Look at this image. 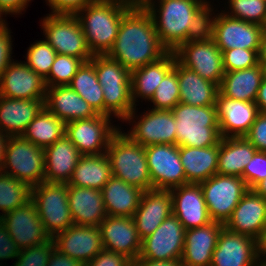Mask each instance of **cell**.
I'll use <instances>...</instances> for the list:
<instances>
[{
	"label": "cell",
	"mask_w": 266,
	"mask_h": 266,
	"mask_svg": "<svg viewBox=\"0 0 266 266\" xmlns=\"http://www.w3.org/2000/svg\"><path fill=\"white\" fill-rule=\"evenodd\" d=\"M200 186L211 220L223 224L249 190L243 178L217 173L200 182Z\"/></svg>",
	"instance_id": "8fae6325"
},
{
	"label": "cell",
	"mask_w": 266,
	"mask_h": 266,
	"mask_svg": "<svg viewBox=\"0 0 266 266\" xmlns=\"http://www.w3.org/2000/svg\"><path fill=\"white\" fill-rule=\"evenodd\" d=\"M173 214L187 229L212 222L200 183H187L170 190Z\"/></svg>",
	"instance_id": "7402d4cb"
},
{
	"label": "cell",
	"mask_w": 266,
	"mask_h": 266,
	"mask_svg": "<svg viewBox=\"0 0 266 266\" xmlns=\"http://www.w3.org/2000/svg\"><path fill=\"white\" fill-rule=\"evenodd\" d=\"M172 213L170 190L144 191L132 217L141 240L150 236Z\"/></svg>",
	"instance_id": "d4e9b609"
},
{
	"label": "cell",
	"mask_w": 266,
	"mask_h": 266,
	"mask_svg": "<svg viewBox=\"0 0 266 266\" xmlns=\"http://www.w3.org/2000/svg\"><path fill=\"white\" fill-rule=\"evenodd\" d=\"M68 86L90 104L98 114L104 115L103 89L99 84L95 66L90 61L81 65Z\"/></svg>",
	"instance_id": "f35d334b"
},
{
	"label": "cell",
	"mask_w": 266,
	"mask_h": 266,
	"mask_svg": "<svg viewBox=\"0 0 266 266\" xmlns=\"http://www.w3.org/2000/svg\"><path fill=\"white\" fill-rule=\"evenodd\" d=\"M12 30L9 25L0 31V77L6 70V68L15 60L12 56L13 52V40Z\"/></svg>",
	"instance_id": "816d5d0a"
},
{
	"label": "cell",
	"mask_w": 266,
	"mask_h": 266,
	"mask_svg": "<svg viewBox=\"0 0 266 266\" xmlns=\"http://www.w3.org/2000/svg\"><path fill=\"white\" fill-rule=\"evenodd\" d=\"M174 63L175 53L168 51L159 60L131 72V95L135 107L139 106V102L142 103L143 100L147 102L151 99L157 86L173 68Z\"/></svg>",
	"instance_id": "1f68e13d"
},
{
	"label": "cell",
	"mask_w": 266,
	"mask_h": 266,
	"mask_svg": "<svg viewBox=\"0 0 266 266\" xmlns=\"http://www.w3.org/2000/svg\"><path fill=\"white\" fill-rule=\"evenodd\" d=\"M262 79L260 64L249 69L225 72L219 93L230 99L255 102Z\"/></svg>",
	"instance_id": "d590c367"
},
{
	"label": "cell",
	"mask_w": 266,
	"mask_h": 266,
	"mask_svg": "<svg viewBox=\"0 0 266 266\" xmlns=\"http://www.w3.org/2000/svg\"><path fill=\"white\" fill-rule=\"evenodd\" d=\"M31 200L37 208L46 233L51 238L73 225L67 183L41 182L32 187Z\"/></svg>",
	"instance_id": "ba28073f"
},
{
	"label": "cell",
	"mask_w": 266,
	"mask_h": 266,
	"mask_svg": "<svg viewBox=\"0 0 266 266\" xmlns=\"http://www.w3.org/2000/svg\"><path fill=\"white\" fill-rule=\"evenodd\" d=\"M168 50L160 43L152 16L135 3L122 17L112 48L106 54L132 72L163 57Z\"/></svg>",
	"instance_id": "6da1fadb"
},
{
	"label": "cell",
	"mask_w": 266,
	"mask_h": 266,
	"mask_svg": "<svg viewBox=\"0 0 266 266\" xmlns=\"http://www.w3.org/2000/svg\"><path fill=\"white\" fill-rule=\"evenodd\" d=\"M219 143L214 146L179 147V156L188 183H200L217 173Z\"/></svg>",
	"instance_id": "836d02e7"
},
{
	"label": "cell",
	"mask_w": 266,
	"mask_h": 266,
	"mask_svg": "<svg viewBox=\"0 0 266 266\" xmlns=\"http://www.w3.org/2000/svg\"><path fill=\"white\" fill-rule=\"evenodd\" d=\"M120 129L113 135L106 150L112 175L143 191L152 190L145 147L134 142Z\"/></svg>",
	"instance_id": "8992f818"
},
{
	"label": "cell",
	"mask_w": 266,
	"mask_h": 266,
	"mask_svg": "<svg viewBox=\"0 0 266 266\" xmlns=\"http://www.w3.org/2000/svg\"><path fill=\"white\" fill-rule=\"evenodd\" d=\"M173 69L177 72L180 103L192 106L216 105L219 86L183 66L175 56Z\"/></svg>",
	"instance_id": "4dcf8cb0"
},
{
	"label": "cell",
	"mask_w": 266,
	"mask_h": 266,
	"mask_svg": "<svg viewBox=\"0 0 266 266\" xmlns=\"http://www.w3.org/2000/svg\"><path fill=\"white\" fill-rule=\"evenodd\" d=\"M258 51L235 48L222 51L223 69L225 72L243 70L258 65Z\"/></svg>",
	"instance_id": "bcb514c9"
},
{
	"label": "cell",
	"mask_w": 266,
	"mask_h": 266,
	"mask_svg": "<svg viewBox=\"0 0 266 266\" xmlns=\"http://www.w3.org/2000/svg\"><path fill=\"white\" fill-rule=\"evenodd\" d=\"M33 0H0V10L5 15H23Z\"/></svg>",
	"instance_id": "11a10c76"
},
{
	"label": "cell",
	"mask_w": 266,
	"mask_h": 266,
	"mask_svg": "<svg viewBox=\"0 0 266 266\" xmlns=\"http://www.w3.org/2000/svg\"><path fill=\"white\" fill-rule=\"evenodd\" d=\"M68 204L74 225L98 227L107 216L102 190L68 186Z\"/></svg>",
	"instance_id": "83f0119b"
},
{
	"label": "cell",
	"mask_w": 266,
	"mask_h": 266,
	"mask_svg": "<svg viewBox=\"0 0 266 266\" xmlns=\"http://www.w3.org/2000/svg\"><path fill=\"white\" fill-rule=\"evenodd\" d=\"M262 68L263 79L266 80V63H259Z\"/></svg>",
	"instance_id": "003e7915"
},
{
	"label": "cell",
	"mask_w": 266,
	"mask_h": 266,
	"mask_svg": "<svg viewBox=\"0 0 266 266\" xmlns=\"http://www.w3.org/2000/svg\"><path fill=\"white\" fill-rule=\"evenodd\" d=\"M44 106L65 124L98 115L94 108L68 85L47 87Z\"/></svg>",
	"instance_id": "f1b7e54d"
},
{
	"label": "cell",
	"mask_w": 266,
	"mask_h": 266,
	"mask_svg": "<svg viewBox=\"0 0 266 266\" xmlns=\"http://www.w3.org/2000/svg\"><path fill=\"white\" fill-rule=\"evenodd\" d=\"M132 266H183L180 259L176 260H149L137 259L132 262Z\"/></svg>",
	"instance_id": "6f0895ef"
},
{
	"label": "cell",
	"mask_w": 266,
	"mask_h": 266,
	"mask_svg": "<svg viewBox=\"0 0 266 266\" xmlns=\"http://www.w3.org/2000/svg\"><path fill=\"white\" fill-rule=\"evenodd\" d=\"M148 102L155 110H172L180 102L177 72L173 68L164 76Z\"/></svg>",
	"instance_id": "b9f144b4"
},
{
	"label": "cell",
	"mask_w": 266,
	"mask_h": 266,
	"mask_svg": "<svg viewBox=\"0 0 266 266\" xmlns=\"http://www.w3.org/2000/svg\"><path fill=\"white\" fill-rule=\"evenodd\" d=\"M84 61L68 55L57 54L49 75L45 78L47 87L69 85Z\"/></svg>",
	"instance_id": "ee69618b"
},
{
	"label": "cell",
	"mask_w": 266,
	"mask_h": 266,
	"mask_svg": "<svg viewBox=\"0 0 266 266\" xmlns=\"http://www.w3.org/2000/svg\"><path fill=\"white\" fill-rule=\"evenodd\" d=\"M20 252V247L13 241L6 227L0 221V266H3L4 260L16 259Z\"/></svg>",
	"instance_id": "db71d44e"
},
{
	"label": "cell",
	"mask_w": 266,
	"mask_h": 266,
	"mask_svg": "<svg viewBox=\"0 0 266 266\" xmlns=\"http://www.w3.org/2000/svg\"><path fill=\"white\" fill-rule=\"evenodd\" d=\"M171 111L177 126V146L204 148L220 142L216 105L192 106L179 102Z\"/></svg>",
	"instance_id": "5b68a950"
},
{
	"label": "cell",
	"mask_w": 266,
	"mask_h": 266,
	"mask_svg": "<svg viewBox=\"0 0 266 266\" xmlns=\"http://www.w3.org/2000/svg\"><path fill=\"white\" fill-rule=\"evenodd\" d=\"M81 156L66 134L44 148V182L68 183Z\"/></svg>",
	"instance_id": "4316f807"
},
{
	"label": "cell",
	"mask_w": 266,
	"mask_h": 266,
	"mask_svg": "<svg viewBox=\"0 0 266 266\" xmlns=\"http://www.w3.org/2000/svg\"><path fill=\"white\" fill-rule=\"evenodd\" d=\"M174 53L183 66L220 86L225 71L222 51L213 39L182 43Z\"/></svg>",
	"instance_id": "5bb4252c"
},
{
	"label": "cell",
	"mask_w": 266,
	"mask_h": 266,
	"mask_svg": "<svg viewBox=\"0 0 266 266\" xmlns=\"http://www.w3.org/2000/svg\"><path fill=\"white\" fill-rule=\"evenodd\" d=\"M259 254L260 258L266 260V230L264 232L262 239L259 242Z\"/></svg>",
	"instance_id": "be15d7a7"
},
{
	"label": "cell",
	"mask_w": 266,
	"mask_h": 266,
	"mask_svg": "<svg viewBox=\"0 0 266 266\" xmlns=\"http://www.w3.org/2000/svg\"><path fill=\"white\" fill-rule=\"evenodd\" d=\"M107 115L98 114L89 119L71 121L65 124V134L82 155L103 154L119 124Z\"/></svg>",
	"instance_id": "7c38bea8"
},
{
	"label": "cell",
	"mask_w": 266,
	"mask_h": 266,
	"mask_svg": "<svg viewBox=\"0 0 266 266\" xmlns=\"http://www.w3.org/2000/svg\"><path fill=\"white\" fill-rule=\"evenodd\" d=\"M248 189H252L258 182L266 178V152L257 151L245 166L242 174Z\"/></svg>",
	"instance_id": "c3c4849f"
},
{
	"label": "cell",
	"mask_w": 266,
	"mask_h": 266,
	"mask_svg": "<svg viewBox=\"0 0 266 266\" xmlns=\"http://www.w3.org/2000/svg\"><path fill=\"white\" fill-rule=\"evenodd\" d=\"M222 7L221 11L230 17L266 28V0H226Z\"/></svg>",
	"instance_id": "60d3db41"
},
{
	"label": "cell",
	"mask_w": 266,
	"mask_h": 266,
	"mask_svg": "<svg viewBox=\"0 0 266 266\" xmlns=\"http://www.w3.org/2000/svg\"><path fill=\"white\" fill-rule=\"evenodd\" d=\"M135 3V0H96L75 14L93 55L109 52L123 15Z\"/></svg>",
	"instance_id": "7a4b0ae2"
},
{
	"label": "cell",
	"mask_w": 266,
	"mask_h": 266,
	"mask_svg": "<svg viewBox=\"0 0 266 266\" xmlns=\"http://www.w3.org/2000/svg\"><path fill=\"white\" fill-rule=\"evenodd\" d=\"M64 134L65 123L44 106L21 136L40 148H46Z\"/></svg>",
	"instance_id": "74e56055"
},
{
	"label": "cell",
	"mask_w": 266,
	"mask_h": 266,
	"mask_svg": "<svg viewBox=\"0 0 266 266\" xmlns=\"http://www.w3.org/2000/svg\"><path fill=\"white\" fill-rule=\"evenodd\" d=\"M244 137L258 151L266 152V113L259 112L255 122Z\"/></svg>",
	"instance_id": "681fc988"
},
{
	"label": "cell",
	"mask_w": 266,
	"mask_h": 266,
	"mask_svg": "<svg viewBox=\"0 0 266 266\" xmlns=\"http://www.w3.org/2000/svg\"><path fill=\"white\" fill-rule=\"evenodd\" d=\"M54 247L53 238H50L45 243L23 249L11 266H47Z\"/></svg>",
	"instance_id": "7dc6e473"
},
{
	"label": "cell",
	"mask_w": 266,
	"mask_h": 266,
	"mask_svg": "<svg viewBox=\"0 0 266 266\" xmlns=\"http://www.w3.org/2000/svg\"><path fill=\"white\" fill-rule=\"evenodd\" d=\"M152 189L171 190L187 184L179 156V146L154 144L145 147Z\"/></svg>",
	"instance_id": "4fadbf2b"
},
{
	"label": "cell",
	"mask_w": 266,
	"mask_h": 266,
	"mask_svg": "<svg viewBox=\"0 0 266 266\" xmlns=\"http://www.w3.org/2000/svg\"><path fill=\"white\" fill-rule=\"evenodd\" d=\"M265 27L230 17L220 10L214 20L213 40L221 51L235 48L259 50Z\"/></svg>",
	"instance_id": "2e32d148"
},
{
	"label": "cell",
	"mask_w": 266,
	"mask_h": 266,
	"mask_svg": "<svg viewBox=\"0 0 266 266\" xmlns=\"http://www.w3.org/2000/svg\"><path fill=\"white\" fill-rule=\"evenodd\" d=\"M44 148L34 145L22 136L9 137L1 172L31 188L44 182Z\"/></svg>",
	"instance_id": "30bf717a"
},
{
	"label": "cell",
	"mask_w": 266,
	"mask_h": 266,
	"mask_svg": "<svg viewBox=\"0 0 266 266\" xmlns=\"http://www.w3.org/2000/svg\"><path fill=\"white\" fill-rule=\"evenodd\" d=\"M217 113L221 137H244L259 114L255 102L217 95Z\"/></svg>",
	"instance_id": "cb8c5ba5"
},
{
	"label": "cell",
	"mask_w": 266,
	"mask_h": 266,
	"mask_svg": "<svg viewBox=\"0 0 266 266\" xmlns=\"http://www.w3.org/2000/svg\"><path fill=\"white\" fill-rule=\"evenodd\" d=\"M259 242L223 227L210 266H256Z\"/></svg>",
	"instance_id": "ac0fdd59"
},
{
	"label": "cell",
	"mask_w": 266,
	"mask_h": 266,
	"mask_svg": "<svg viewBox=\"0 0 266 266\" xmlns=\"http://www.w3.org/2000/svg\"><path fill=\"white\" fill-rule=\"evenodd\" d=\"M0 221L21 250L45 243L51 238L46 233L32 200L5 213Z\"/></svg>",
	"instance_id": "e0dca14e"
},
{
	"label": "cell",
	"mask_w": 266,
	"mask_h": 266,
	"mask_svg": "<svg viewBox=\"0 0 266 266\" xmlns=\"http://www.w3.org/2000/svg\"><path fill=\"white\" fill-rule=\"evenodd\" d=\"M218 11L215 7H201L190 22L187 42L213 39L214 20Z\"/></svg>",
	"instance_id": "f6af8a7d"
},
{
	"label": "cell",
	"mask_w": 266,
	"mask_h": 266,
	"mask_svg": "<svg viewBox=\"0 0 266 266\" xmlns=\"http://www.w3.org/2000/svg\"><path fill=\"white\" fill-rule=\"evenodd\" d=\"M57 250L83 264L91 261L102 249L99 227L71 225L53 237Z\"/></svg>",
	"instance_id": "603a6c76"
},
{
	"label": "cell",
	"mask_w": 266,
	"mask_h": 266,
	"mask_svg": "<svg viewBox=\"0 0 266 266\" xmlns=\"http://www.w3.org/2000/svg\"><path fill=\"white\" fill-rule=\"evenodd\" d=\"M224 227L260 242L266 230V199L249 189Z\"/></svg>",
	"instance_id": "44dd1931"
},
{
	"label": "cell",
	"mask_w": 266,
	"mask_h": 266,
	"mask_svg": "<svg viewBox=\"0 0 266 266\" xmlns=\"http://www.w3.org/2000/svg\"><path fill=\"white\" fill-rule=\"evenodd\" d=\"M45 79L24 61L14 60L0 77V95L11 99H45Z\"/></svg>",
	"instance_id": "ffe728a7"
},
{
	"label": "cell",
	"mask_w": 266,
	"mask_h": 266,
	"mask_svg": "<svg viewBox=\"0 0 266 266\" xmlns=\"http://www.w3.org/2000/svg\"><path fill=\"white\" fill-rule=\"evenodd\" d=\"M31 187L0 172V217L31 200Z\"/></svg>",
	"instance_id": "ab89813d"
},
{
	"label": "cell",
	"mask_w": 266,
	"mask_h": 266,
	"mask_svg": "<svg viewBox=\"0 0 266 266\" xmlns=\"http://www.w3.org/2000/svg\"><path fill=\"white\" fill-rule=\"evenodd\" d=\"M4 17L6 18L7 15H5V14L0 10V31L9 25L8 22H7V19H5Z\"/></svg>",
	"instance_id": "03108f58"
},
{
	"label": "cell",
	"mask_w": 266,
	"mask_h": 266,
	"mask_svg": "<svg viewBox=\"0 0 266 266\" xmlns=\"http://www.w3.org/2000/svg\"><path fill=\"white\" fill-rule=\"evenodd\" d=\"M24 62L44 79L49 75L57 52L45 40H36L25 52Z\"/></svg>",
	"instance_id": "7bdbcfd3"
},
{
	"label": "cell",
	"mask_w": 266,
	"mask_h": 266,
	"mask_svg": "<svg viewBox=\"0 0 266 266\" xmlns=\"http://www.w3.org/2000/svg\"><path fill=\"white\" fill-rule=\"evenodd\" d=\"M135 107L122 121L128 124V131L123 130L134 142L147 147L154 144L176 145L175 117L171 110H155L146 108L137 114Z\"/></svg>",
	"instance_id": "9c48e42d"
},
{
	"label": "cell",
	"mask_w": 266,
	"mask_h": 266,
	"mask_svg": "<svg viewBox=\"0 0 266 266\" xmlns=\"http://www.w3.org/2000/svg\"><path fill=\"white\" fill-rule=\"evenodd\" d=\"M192 1L198 3L202 7H214V6L216 7L215 3H213L211 0H192Z\"/></svg>",
	"instance_id": "e7e4bbea"
},
{
	"label": "cell",
	"mask_w": 266,
	"mask_h": 266,
	"mask_svg": "<svg viewBox=\"0 0 266 266\" xmlns=\"http://www.w3.org/2000/svg\"><path fill=\"white\" fill-rule=\"evenodd\" d=\"M103 89L104 115L122 122L135 108L131 95V72L107 55L89 60Z\"/></svg>",
	"instance_id": "3957f363"
},
{
	"label": "cell",
	"mask_w": 266,
	"mask_h": 266,
	"mask_svg": "<svg viewBox=\"0 0 266 266\" xmlns=\"http://www.w3.org/2000/svg\"><path fill=\"white\" fill-rule=\"evenodd\" d=\"M256 266H266V260L259 258Z\"/></svg>",
	"instance_id": "a7ac6f4b"
},
{
	"label": "cell",
	"mask_w": 266,
	"mask_h": 266,
	"mask_svg": "<svg viewBox=\"0 0 266 266\" xmlns=\"http://www.w3.org/2000/svg\"><path fill=\"white\" fill-rule=\"evenodd\" d=\"M186 229L172 213L148 237L142 240L137 259L176 260L181 259Z\"/></svg>",
	"instance_id": "9a60e30c"
},
{
	"label": "cell",
	"mask_w": 266,
	"mask_h": 266,
	"mask_svg": "<svg viewBox=\"0 0 266 266\" xmlns=\"http://www.w3.org/2000/svg\"><path fill=\"white\" fill-rule=\"evenodd\" d=\"M252 190L266 199V178L258 182Z\"/></svg>",
	"instance_id": "6125c7cd"
},
{
	"label": "cell",
	"mask_w": 266,
	"mask_h": 266,
	"mask_svg": "<svg viewBox=\"0 0 266 266\" xmlns=\"http://www.w3.org/2000/svg\"><path fill=\"white\" fill-rule=\"evenodd\" d=\"M258 63H266V29L262 34L258 51Z\"/></svg>",
	"instance_id": "94428289"
},
{
	"label": "cell",
	"mask_w": 266,
	"mask_h": 266,
	"mask_svg": "<svg viewBox=\"0 0 266 266\" xmlns=\"http://www.w3.org/2000/svg\"><path fill=\"white\" fill-rule=\"evenodd\" d=\"M98 227L103 249L122 254L132 262L137 260L142 240L132 217L107 215Z\"/></svg>",
	"instance_id": "d6986e66"
},
{
	"label": "cell",
	"mask_w": 266,
	"mask_h": 266,
	"mask_svg": "<svg viewBox=\"0 0 266 266\" xmlns=\"http://www.w3.org/2000/svg\"><path fill=\"white\" fill-rule=\"evenodd\" d=\"M137 4L143 5L147 0H135Z\"/></svg>",
	"instance_id": "89a4df30"
},
{
	"label": "cell",
	"mask_w": 266,
	"mask_h": 266,
	"mask_svg": "<svg viewBox=\"0 0 266 266\" xmlns=\"http://www.w3.org/2000/svg\"><path fill=\"white\" fill-rule=\"evenodd\" d=\"M143 6L153 18L160 43L168 51L187 42L190 22L202 7L192 0H147Z\"/></svg>",
	"instance_id": "277c9868"
},
{
	"label": "cell",
	"mask_w": 266,
	"mask_h": 266,
	"mask_svg": "<svg viewBox=\"0 0 266 266\" xmlns=\"http://www.w3.org/2000/svg\"><path fill=\"white\" fill-rule=\"evenodd\" d=\"M143 192L140 188L112 176L102 188L106 215L133 217Z\"/></svg>",
	"instance_id": "d6a6232c"
},
{
	"label": "cell",
	"mask_w": 266,
	"mask_h": 266,
	"mask_svg": "<svg viewBox=\"0 0 266 266\" xmlns=\"http://www.w3.org/2000/svg\"><path fill=\"white\" fill-rule=\"evenodd\" d=\"M112 176L110 161L105 153L82 155L67 185L102 190Z\"/></svg>",
	"instance_id": "8d00e7d4"
},
{
	"label": "cell",
	"mask_w": 266,
	"mask_h": 266,
	"mask_svg": "<svg viewBox=\"0 0 266 266\" xmlns=\"http://www.w3.org/2000/svg\"><path fill=\"white\" fill-rule=\"evenodd\" d=\"M47 266H85V264L65 255L54 247Z\"/></svg>",
	"instance_id": "9f6ffc18"
},
{
	"label": "cell",
	"mask_w": 266,
	"mask_h": 266,
	"mask_svg": "<svg viewBox=\"0 0 266 266\" xmlns=\"http://www.w3.org/2000/svg\"><path fill=\"white\" fill-rule=\"evenodd\" d=\"M223 223L212 221L197 228L187 229L181 256L183 266H210Z\"/></svg>",
	"instance_id": "484cf974"
},
{
	"label": "cell",
	"mask_w": 266,
	"mask_h": 266,
	"mask_svg": "<svg viewBox=\"0 0 266 266\" xmlns=\"http://www.w3.org/2000/svg\"><path fill=\"white\" fill-rule=\"evenodd\" d=\"M85 266H132V261L122 254L102 249Z\"/></svg>",
	"instance_id": "f5cc1de1"
},
{
	"label": "cell",
	"mask_w": 266,
	"mask_h": 266,
	"mask_svg": "<svg viewBox=\"0 0 266 266\" xmlns=\"http://www.w3.org/2000/svg\"><path fill=\"white\" fill-rule=\"evenodd\" d=\"M258 150L245 137H222L217 174L242 178L245 166Z\"/></svg>",
	"instance_id": "e575fe53"
},
{
	"label": "cell",
	"mask_w": 266,
	"mask_h": 266,
	"mask_svg": "<svg viewBox=\"0 0 266 266\" xmlns=\"http://www.w3.org/2000/svg\"><path fill=\"white\" fill-rule=\"evenodd\" d=\"M45 99H11L0 95V131L21 136L44 107Z\"/></svg>",
	"instance_id": "f546056e"
},
{
	"label": "cell",
	"mask_w": 266,
	"mask_h": 266,
	"mask_svg": "<svg viewBox=\"0 0 266 266\" xmlns=\"http://www.w3.org/2000/svg\"><path fill=\"white\" fill-rule=\"evenodd\" d=\"M40 21L44 40L57 54L80 58L84 62L94 56L75 15L48 13Z\"/></svg>",
	"instance_id": "52a82bcc"
},
{
	"label": "cell",
	"mask_w": 266,
	"mask_h": 266,
	"mask_svg": "<svg viewBox=\"0 0 266 266\" xmlns=\"http://www.w3.org/2000/svg\"><path fill=\"white\" fill-rule=\"evenodd\" d=\"M9 136L0 131V172L3 168L5 159V149Z\"/></svg>",
	"instance_id": "91938a15"
},
{
	"label": "cell",
	"mask_w": 266,
	"mask_h": 266,
	"mask_svg": "<svg viewBox=\"0 0 266 266\" xmlns=\"http://www.w3.org/2000/svg\"><path fill=\"white\" fill-rule=\"evenodd\" d=\"M255 103L258 107L259 112L266 113V80L264 79H262L260 87L258 89Z\"/></svg>",
	"instance_id": "680465c9"
},
{
	"label": "cell",
	"mask_w": 266,
	"mask_h": 266,
	"mask_svg": "<svg viewBox=\"0 0 266 266\" xmlns=\"http://www.w3.org/2000/svg\"><path fill=\"white\" fill-rule=\"evenodd\" d=\"M96 0H45L50 8L49 14L75 15L78 11Z\"/></svg>",
	"instance_id": "f907efd6"
}]
</instances>
